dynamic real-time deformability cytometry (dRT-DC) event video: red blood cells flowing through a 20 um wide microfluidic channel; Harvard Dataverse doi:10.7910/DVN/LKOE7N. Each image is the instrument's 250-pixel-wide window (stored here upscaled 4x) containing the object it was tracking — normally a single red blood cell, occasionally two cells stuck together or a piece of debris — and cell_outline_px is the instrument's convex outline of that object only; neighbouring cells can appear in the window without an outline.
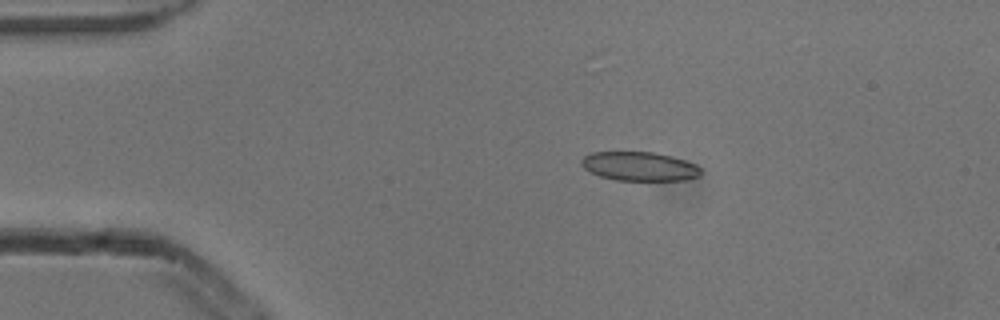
{"species": "common noctule bat (a hibernating species)", "species_latin": "Nyctalus noctula", "temperature_condition": "cold", "stored_images_in_passage": 4, "camera_frame_rate_fps": 3000, "um_per_image_px": 0.085, "animal": {"sex": "male", "body_mass_g": 13.3}, "frame": {"image": 1, "passage_image": 2, "time_ms": 0.333, "image_size_px": [1000, 320], "cell_outline_px": [[700, 176], [684, 180], [616, 180], [600, 176], [584, 168], [580, 164], [580, 160], [584, 156], [592, 152], [652, 152], [672, 156], [696, 164], [700, 168]], "centroid_in_image_um": [54.34, 14.13], "position_along_channel_um": 30.7, "area_um2": 20.11}}
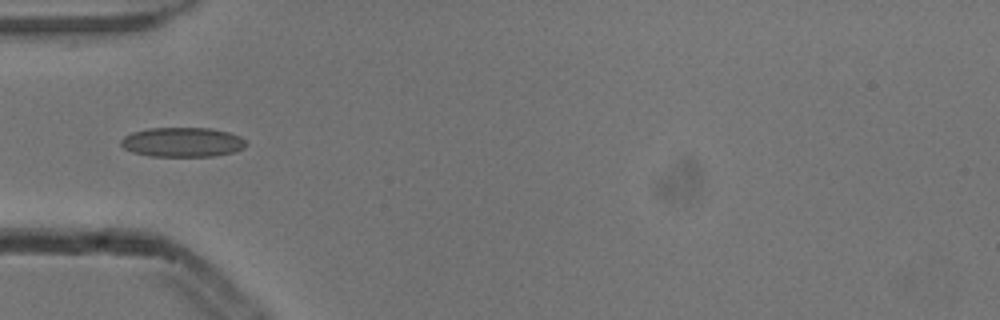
{"frame": {"image": 2, "passage_image": 4, "time_ms": 1.0, "image_size_px": [1000, 320], "cell_outline_px": [[248, 144], [244, 148], [232, 152], [212, 156], [148, 156], [132, 152], [124, 148], [120, 144], [120, 140], [124, 136], [132, 132], [148, 128], [208, 128], [228, 132], [240, 136]], "centroid_in_image_um": [15.48, 12.08], "position_along_channel_um": 69.5, "area_um2": 21.56}}